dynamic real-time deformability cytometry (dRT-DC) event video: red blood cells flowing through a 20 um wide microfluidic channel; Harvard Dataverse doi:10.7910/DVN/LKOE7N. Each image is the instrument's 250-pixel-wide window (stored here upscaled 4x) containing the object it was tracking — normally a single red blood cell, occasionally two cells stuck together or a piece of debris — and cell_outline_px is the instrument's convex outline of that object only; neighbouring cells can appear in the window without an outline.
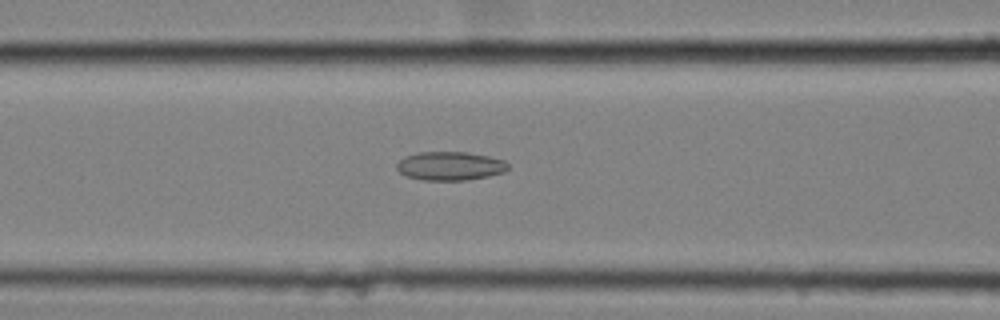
{"species": "common noctule bat (a hibernating species)", "species_latin": "Nyctalus noctula", "temperature_condition": "cold", "stored_images_in_passage": 50, "camera_frame_rate_fps": 3000, "um_per_image_px": 0.085, "animal": {"sex": "female", "body_mass_g": 25.1}, "frame": {"image": 1, "passage_image": 17, "time_ms": 5.333, "image_size_px": [1000, 320], "cell_outline_px": [[508, 168], [504, 172], [488, 176], [464, 180], [424, 180], [404, 176], [396, 168], [396, 164], [404, 156], [420, 152], [468, 152], [488, 156], [504, 160], [508, 164]], "centroid_in_image_um": [38.23, 14.1], "position_along_channel_um": 128.4, "area_um2": 18.61}}
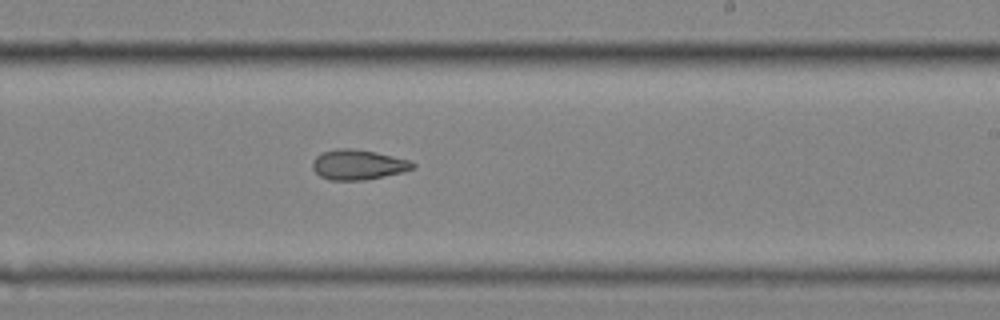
{"frame": {"image": 2, "passage_image": 28, "time_ms": 9.0, "image_size_px": [1000, 320], "cell_outline_px": [[416, 168], [404, 172], [364, 180], [328, 180], [320, 176], [312, 168], [312, 160], [320, 152], [336, 148], [352, 148], [376, 152], [412, 160], [416, 164]], "centroid_in_image_um": [30.45, 13.99], "position_along_channel_um": 258.5, "area_um2": 17.92}}
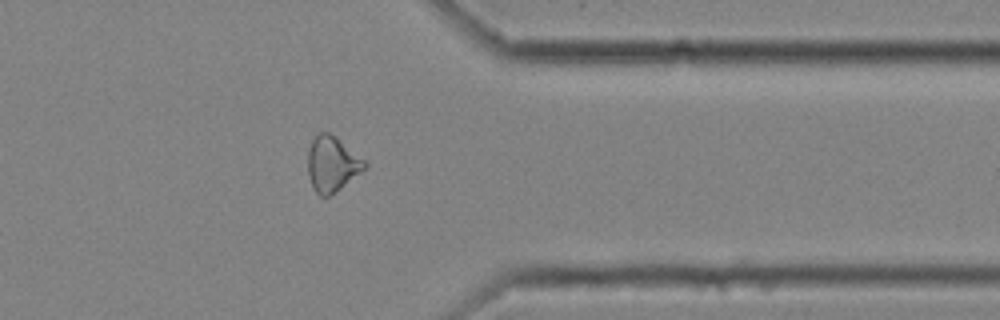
{"frame": {"image": 3, "passage_image": 39, "time_ms": 12.667, "image_size_px": [1000, 320], "cell_outline_px": [[368, 168], [340, 188], [328, 196], [320, 196], [312, 188], [308, 172], [308, 152], [312, 140], [320, 132], [328, 132], [336, 136], [364, 160], [368, 164]], "centroid_in_image_um": [28.24, 13.94], "position_along_channel_um": 383.2, "area_um2": 18.21}, "authors_computed_cell_mechanics": {"area_um2": 18.5249, "velocity_mm_per_s": 3.5558, "shape_relaxation_time_tau1_ms": null, "shape_relaxation_time_tau2_ms": 4.314, "deformation_change_tau1": null, "deformation_change_tau2": 0.1223}}